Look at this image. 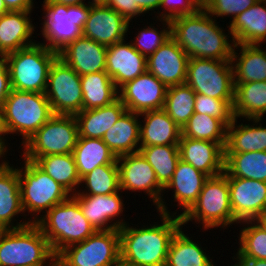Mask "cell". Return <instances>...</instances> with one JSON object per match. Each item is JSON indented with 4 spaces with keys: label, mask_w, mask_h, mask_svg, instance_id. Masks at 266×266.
Here are the masks:
<instances>
[{
    "label": "cell",
    "mask_w": 266,
    "mask_h": 266,
    "mask_svg": "<svg viewBox=\"0 0 266 266\" xmlns=\"http://www.w3.org/2000/svg\"><path fill=\"white\" fill-rule=\"evenodd\" d=\"M217 21L202 7L192 15L170 21L171 38L189 58L231 61L234 40L223 31ZM231 44H230V43Z\"/></svg>",
    "instance_id": "obj_1"
},
{
    "label": "cell",
    "mask_w": 266,
    "mask_h": 266,
    "mask_svg": "<svg viewBox=\"0 0 266 266\" xmlns=\"http://www.w3.org/2000/svg\"><path fill=\"white\" fill-rule=\"evenodd\" d=\"M173 214L159 212L162 220L159 225L155 222L138 229L128 223L121 227L120 260L131 266H165L171 239L183 227L181 217L175 215L177 212Z\"/></svg>",
    "instance_id": "obj_2"
},
{
    "label": "cell",
    "mask_w": 266,
    "mask_h": 266,
    "mask_svg": "<svg viewBox=\"0 0 266 266\" xmlns=\"http://www.w3.org/2000/svg\"><path fill=\"white\" fill-rule=\"evenodd\" d=\"M53 115L45 93L12 89L0 110V132L20 133L24 145Z\"/></svg>",
    "instance_id": "obj_3"
},
{
    "label": "cell",
    "mask_w": 266,
    "mask_h": 266,
    "mask_svg": "<svg viewBox=\"0 0 266 266\" xmlns=\"http://www.w3.org/2000/svg\"><path fill=\"white\" fill-rule=\"evenodd\" d=\"M40 216L36 224L47 238L55 256L68 246L84 241L96 231L72 195Z\"/></svg>",
    "instance_id": "obj_4"
},
{
    "label": "cell",
    "mask_w": 266,
    "mask_h": 266,
    "mask_svg": "<svg viewBox=\"0 0 266 266\" xmlns=\"http://www.w3.org/2000/svg\"><path fill=\"white\" fill-rule=\"evenodd\" d=\"M55 259L47 238L36 223L0 230V266L53 265Z\"/></svg>",
    "instance_id": "obj_5"
},
{
    "label": "cell",
    "mask_w": 266,
    "mask_h": 266,
    "mask_svg": "<svg viewBox=\"0 0 266 266\" xmlns=\"http://www.w3.org/2000/svg\"><path fill=\"white\" fill-rule=\"evenodd\" d=\"M58 54L40 42L3 56L12 89L45 93L51 65Z\"/></svg>",
    "instance_id": "obj_6"
},
{
    "label": "cell",
    "mask_w": 266,
    "mask_h": 266,
    "mask_svg": "<svg viewBox=\"0 0 266 266\" xmlns=\"http://www.w3.org/2000/svg\"><path fill=\"white\" fill-rule=\"evenodd\" d=\"M181 220L184 226L195 220V223L203 225V230L239 223L233 217L228 177L224 172L205 181L197 201L181 216Z\"/></svg>",
    "instance_id": "obj_7"
},
{
    "label": "cell",
    "mask_w": 266,
    "mask_h": 266,
    "mask_svg": "<svg viewBox=\"0 0 266 266\" xmlns=\"http://www.w3.org/2000/svg\"><path fill=\"white\" fill-rule=\"evenodd\" d=\"M24 162V167L21 169L17 167L21 203L24 213L25 211L31 213L32 217L34 216L31 222L36 223L40 219L39 213L46 214L53 206L62 203L71 194L34 161L25 159Z\"/></svg>",
    "instance_id": "obj_8"
},
{
    "label": "cell",
    "mask_w": 266,
    "mask_h": 266,
    "mask_svg": "<svg viewBox=\"0 0 266 266\" xmlns=\"http://www.w3.org/2000/svg\"><path fill=\"white\" fill-rule=\"evenodd\" d=\"M43 27L41 33L49 43H41L57 54L82 36L91 6L88 4L62 5L51 0L43 1ZM45 18V19H44Z\"/></svg>",
    "instance_id": "obj_9"
},
{
    "label": "cell",
    "mask_w": 266,
    "mask_h": 266,
    "mask_svg": "<svg viewBox=\"0 0 266 266\" xmlns=\"http://www.w3.org/2000/svg\"><path fill=\"white\" fill-rule=\"evenodd\" d=\"M79 137L78 124L74 115L54 114L23 145L24 159L35 161L46 155L70 154Z\"/></svg>",
    "instance_id": "obj_10"
},
{
    "label": "cell",
    "mask_w": 266,
    "mask_h": 266,
    "mask_svg": "<svg viewBox=\"0 0 266 266\" xmlns=\"http://www.w3.org/2000/svg\"><path fill=\"white\" fill-rule=\"evenodd\" d=\"M185 83L196 94L234 101V73L231 61L189 58Z\"/></svg>",
    "instance_id": "obj_11"
},
{
    "label": "cell",
    "mask_w": 266,
    "mask_h": 266,
    "mask_svg": "<svg viewBox=\"0 0 266 266\" xmlns=\"http://www.w3.org/2000/svg\"><path fill=\"white\" fill-rule=\"evenodd\" d=\"M56 259L63 266H110L120 260L119 229L98 230L63 249Z\"/></svg>",
    "instance_id": "obj_12"
},
{
    "label": "cell",
    "mask_w": 266,
    "mask_h": 266,
    "mask_svg": "<svg viewBox=\"0 0 266 266\" xmlns=\"http://www.w3.org/2000/svg\"><path fill=\"white\" fill-rule=\"evenodd\" d=\"M45 96L53 114L75 116L83 109L80 76L59 57L51 65Z\"/></svg>",
    "instance_id": "obj_13"
},
{
    "label": "cell",
    "mask_w": 266,
    "mask_h": 266,
    "mask_svg": "<svg viewBox=\"0 0 266 266\" xmlns=\"http://www.w3.org/2000/svg\"><path fill=\"white\" fill-rule=\"evenodd\" d=\"M117 165L121 192L122 190L144 191L152 199L158 212L170 215L162 197L164 188L158 183L155 171L140 152L117 157Z\"/></svg>",
    "instance_id": "obj_14"
},
{
    "label": "cell",
    "mask_w": 266,
    "mask_h": 266,
    "mask_svg": "<svg viewBox=\"0 0 266 266\" xmlns=\"http://www.w3.org/2000/svg\"><path fill=\"white\" fill-rule=\"evenodd\" d=\"M167 87L153 74L146 71L119 89V99L127 111L141 114L164 107Z\"/></svg>",
    "instance_id": "obj_15"
},
{
    "label": "cell",
    "mask_w": 266,
    "mask_h": 266,
    "mask_svg": "<svg viewBox=\"0 0 266 266\" xmlns=\"http://www.w3.org/2000/svg\"><path fill=\"white\" fill-rule=\"evenodd\" d=\"M230 205L238 221L255 220L266 211V182L228 177Z\"/></svg>",
    "instance_id": "obj_16"
},
{
    "label": "cell",
    "mask_w": 266,
    "mask_h": 266,
    "mask_svg": "<svg viewBox=\"0 0 266 266\" xmlns=\"http://www.w3.org/2000/svg\"><path fill=\"white\" fill-rule=\"evenodd\" d=\"M189 56L170 38L147 58V71L166 87L183 84L186 81Z\"/></svg>",
    "instance_id": "obj_17"
},
{
    "label": "cell",
    "mask_w": 266,
    "mask_h": 266,
    "mask_svg": "<svg viewBox=\"0 0 266 266\" xmlns=\"http://www.w3.org/2000/svg\"><path fill=\"white\" fill-rule=\"evenodd\" d=\"M72 196L78 201L82 214L96 231L120 229L128 224L124 219L112 222L124 210V201L118 192L108 195L72 194Z\"/></svg>",
    "instance_id": "obj_18"
},
{
    "label": "cell",
    "mask_w": 266,
    "mask_h": 266,
    "mask_svg": "<svg viewBox=\"0 0 266 266\" xmlns=\"http://www.w3.org/2000/svg\"><path fill=\"white\" fill-rule=\"evenodd\" d=\"M129 24L108 6H91L82 35L107 47L126 39Z\"/></svg>",
    "instance_id": "obj_19"
},
{
    "label": "cell",
    "mask_w": 266,
    "mask_h": 266,
    "mask_svg": "<svg viewBox=\"0 0 266 266\" xmlns=\"http://www.w3.org/2000/svg\"><path fill=\"white\" fill-rule=\"evenodd\" d=\"M178 147L180 159L208 177L224 172L225 149L219 143L181 136Z\"/></svg>",
    "instance_id": "obj_20"
},
{
    "label": "cell",
    "mask_w": 266,
    "mask_h": 266,
    "mask_svg": "<svg viewBox=\"0 0 266 266\" xmlns=\"http://www.w3.org/2000/svg\"><path fill=\"white\" fill-rule=\"evenodd\" d=\"M125 39L107 46L106 72L119 89L126 82L147 71V58Z\"/></svg>",
    "instance_id": "obj_21"
},
{
    "label": "cell",
    "mask_w": 266,
    "mask_h": 266,
    "mask_svg": "<svg viewBox=\"0 0 266 266\" xmlns=\"http://www.w3.org/2000/svg\"><path fill=\"white\" fill-rule=\"evenodd\" d=\"M107 47L81 36L58 53L79 76L106 70Z\"/></svg>",
    "instance_id": "obj_22"
},
{
    "label": "cell",
    "mask_w": 266,
    "mask_h": 266,
    "mask_svg": "<svg viewBox=\"0 0 266 266\" xmlns=\"http://www.w3.org/2000/svg\"><path fill=\"white\" fill-rule=\"evenodd\" d=\"M32 11H9L0 16V57L35 44ZM29 16V17H28Z\"/></svg>",
    "instance_id": "obj_23"
},
{
    "label": "cell",
    "mask_w": 266,
    "mask_h": 266,
    "mask_svg": "<svg viewBox=\"0 0 266 266\" xmlns=\"http://www.w3.org/2000/svg\"><path fill=\"white\" fill-rule=\"evenodd\" d=\"M20 213L24 214L18 170L8 163L0 169V230L21 228L32 223L28 218V221L21 220L14 225L13 219Z\"/></svg>",
    "instance_id": "obj_24"
},
{
    "label": "cell",
    "mask_w": 266,
    "mask_h": 266,
    "mask_svg": "<svg viewBox=\"0 0 266 266\" xmlns=\"http://www.w3.org/2000/svg\"><path fill=\"white\" fill-rule=\"evenodd\" d=\"M230 22L228 35L235 44L261 45L266 42V0H258Z\"/></svg>",
    "instance_id": "obj_25"
},
{
    "label": "cell",
    "mask_w": 266,
    "mask_h": 266,
    "mask_svg": "<svg viewBox=\"0 0 266 266\" xmlns=\"http://www.w3.org/2000/svg\"><path fill=\"white\" fill-rule=\"evenodd\" d=\"M144 120L140 123V147L178 145L181 128L164 109L146 111L139 114Z\"/></svg>",
    "instance_id": "obj_26"
},
{
    "label": "cell",
    "mask_w": 266,
    "mask_h": 266,
    "mask_svg": "<svg viewBox=\"0 0 266 266\" xmlns=\"http://www.w3.org/2000/svg\"><path fill=\"white\" fill-rule=\"evenodd\" d=\"M208 178L206 174L195 169L191 164L185 163L181 159L177 162L173 176L163 190H174V200L183 209V212L179 214L180 217L197 201Z\"/></svg>",
    "instance_id": "obj_27"
},
{
    "label": "cell",
    "mask_w": 266,
    "mask_h": 266,
    "mask_svg": "<svg viewBox=\"0 0 266 266\" xmlns=\"http://www.w3.org/2000/svg\"><path fill=\"white\" fill-rule=\"evenodd\" d=\"M127 111L118 98L113 103L90 110L82 109L75 115L79 137L102 139L108 131Z\"/></svg>",
    "instance_id": "obj_28"
},
{
    "label": "cell",
    "mask_w": 266,
    "mask_h": 266,
    "mask_svg": "<svg viewBox=\"0 0 266 266\" xmlns=\"http://www.w3.org/2000/svg\"><path fill=\"white\" fill-rule=\"evenodd\" d=\"M138 113L126 111L104 134L102 140L116 157L139 152L140 123Z\"/></svg>",
    "instance_id": "obj_29"
},
{
    "label": "cell",
    "mask_w": 266,
    "mask_h": 266,
    "mask_svg": "<svg viewBox=\"0 0 266 266\" xmlns=\"http://www.w3.org/2000/svg\"><path fill=\"white\" fill-rule=\"evenodd\" d=\"M238 47L240 53L235 50ZM231 62L234 83L266 81V50L261 49L260 45L235 44Z\"/></svg>",
    "instance_id": "obj_30"
},
{
    "label": "cell",
    "mask_w": 266,
    "mask_h": 266,
    "mask_svg": "<svg viewBox=\"0 0 266 266\" xmlns=\"http://www.w3.org/2000/svg\"><path fill=\"white\" fill-rule=\"evenodd\" d=\"M237 119L234 117L227 127L225 153L266 151V126H261L262 118H247L255 123L252 125H237Z\"/></svg>",
    "instance_id": "obj_31"
},
{
    "label": "cell",
    "mask_w": 266,
    "mask_h": 266,
    "mask_svg": "<svg viewBox=\"0 0 266 266\" xmlns=\"http://www.w3.org/2000/svg\"><path fill=\"white\" fill-rule=\"evenodd\" d=\"M73 156L80 179L102 165H117V157L99 138L78 137Z\"/></svg>",
    "instance_id": "obj_32"
},
{
    "label": "cell",
    "mask_w": 266,
    "mask_h": 266,
    "mask_svg": "<svg viewBox=\"0 0 266 266\" xmlns=\"http://www.w3.org/2000/svg\"><path fill=\"white\" fill-rule=\"evenodd\" d=\"M83 93V109L107 106L119 98L118 88L106 71L80 76Z\"/></svg>",
    "instance_id": "obj_33"
},
{
    "label": "cell",
    "mask_w": 266,
    "mask_h": 266,
    "mask_svg": "<svg viewBox=\"0 0 266 266\" xmlns=\"http://www.w3.org/2000/svg\"><path fill=\"white\" fill-rule=\"evenodd\" d=\"M233 116L263 118L266 114V81L235 83Z\"/></svg>",
    "instance_id": "obj_34"
},
{
    "label": "cell",
    "mask_w": 266,
    "mask_h": 266,
    "mask_svg": "<svg viewBox=\"0 0 266 266\" xmlns=\"http://www.w3.org/2000/svg\"><path fill=\"white\" fill-rule=\"evenodd\" d=\"M182 228L171 239L165 266H215L201 245L192 241Z\"/></svg>",
    "instance_id": "obj_35"
},
{
    "label": "cell",
    "mask_w": 266,
    "mask_h": 266,
    "mask_svg": "<svg viewBox=\"0 0 266 266\" xmlns=\"http://www.w3.org/2000/svg\"><path fill=\"white\" fill-rule=\"evenodd\" d=\"M34 162L71 195L75 194L78 191L76 189L81 186V179L72 153L41 156Z\"/></svg>",
    "instance_id": "obj_36"
},
{
    "label": "cell",
    "mask_w": 266,
    "mask_h": 266,
    "mask_svg": "<svg viewBox=\"0 0 266 266\" xmlns=\"http://www.w3.org/2000/svg\"><path fill=\"white\" fill-rule=\"evenodd\" d=\"M224 173L266 182V151L225 153Z\"/></svg>",
    "instance_id": "obj_37"
},
{
    "label": "cell",
    "mask_w": 266,
    "mask_h": 266,
    "mask_svg": "<svg viewBox=\"0 0 266 266\" xmlns=\"http://www.w3.org/2000/svg\"><path fill=\"white\" fill-rule=\"evenodd\" d=\"M228 125L207 114L194 113L181 129V136L219 143L224 149Z\"/></svg>",
    "instance_id": "obj_38"
},
{
    "label": "cell",
    "mask_w": 266,
    "mask_h": 266,
    "mask_svg": "<svg viewBox=\"0 0 266 266\" xmlns=\"http://www.w3.org/2000/svg\"><path fill=\"white\" fill-rule=\"evenodd\" d=\"M139 152L152 166L158 183L165 188L180 160L178 145L144 146L139 148Z\"/></svg>",
    "instance_id": "obj_39"
},
{
    "label": "cell",
    "mask_w": 266,
    "mask_h": 266,
    "mask_svg": "<svg viewBox=\"0 0 266 266\" xmlns=\"http://www.w3.org/2000/svg\"><path fill=\"white\" fill-rule=\"evenodd\" d=\"M195 95L186 83L167 87L163 109L181 129L195 113Z\"/></svg>",
    "instance_id": "obj_40"
},
{
    "label": "cell",
    "mask_w": 266,
    "mask_h": 266,
    "mask_svg": "<svg viewBox=\"0 0 266 266\" xmlns=\"http://www.w3.org/2000/svg\"><path fill=\"white\" fill-rule=\"evenodd\" d=\"M85 183V188L75 194L83 195H108L120 192L118 165H102L81 178L80 185ZM86 191V192H85Z\"/></svg>",
    "instance_id": "obj_41"
},
{
    "label": "cell",
    "mask_w": 266,
    "mask_h": 266,
    "mask_svg": "<svg viewBox=\"0 0 266 266\" xmlns=\"http://www.w3.org/2000/svg\"><path fill=\"white\" fill-rule=\"evenodd\" d=\"M239 223L248 226L240 230L236 258L266 259V231L254 220Z\"/></svg>",
    "instance_id": "obj_42"
},
{
    "label": "cell",
    "mask_w": 266,
    "mask_h": 266,
    "mask_svg": "<svg viewBox=\"0 0 266 266\" xmlns=\"http://www.w3.org/2000/svg\"><path fill=\"white\" fill-rule=\"evenodd\" d=\"M160 21H163L165 25L163 26L164 29L160 32L154 26H148L147 28L144 26L145 29L143 28L136 34L135 40H132L133 42L131 41L132 46L146 58L171 38L170 20L160 19Z\"/></svg>",
    "instance_id": "obj_43"
},
{
    "label": "cell",
    "mask_w": 266,
    "mask_h": 266,
    "mask_svg": "<svg viewBox=\"0 0 266 266\" xmlns=\"http://www.w3.org/2000/svg\"><path fill=\"white\" fill-rule=\"evenodd\" d=\"M233 102L212 98L203 94H196L194 111L195 113L207 114L214 118L222 119L229 125L234 118L232 111Z\"/></svg>",
    "instance_id": "obj_44"
},
{
    "label": "cell",
    "mask_w": 266,
    "mask_h": 266,
    "mask_svg": "<svg viewBox=\"0 0 266 266\" xmlns=\"http://www.w3.org/2000/svg\"><path fill=\"white\" fill-rule=\"evenodd\" d=\"M258 0H202V8L211 16L231 17L232 21ZM231 15V16H230ZM216 16V17H215Z\"/></svg>",
    "instance_id": "obj_45"
},
{
    "label": "cell",
    "mask_w": 266,
    "mask_h": 266,
    "mask_svg": "<svg viewBox=\"0 0 266 266\" xmlns=\"http://www.w3.org/2000/svg\"><path fill=\"white\" fill-rule=\"evenodd\" d=\"M202 7L201 0H162L160 8L164 10L160 12L157 18L172 20L183 15H192ZM168 11V12H166Z\"/></svg>",
    "instance_id": "obj_46"
},
{
    "label": "cell",
    "mask_w": 266,
    "mask_h": 266,
    "mask_svg": "<svg viewBox=\"0 0 266 266\" xmlns=\"http://www.w3.org/2000/svg\"><path fill=\"white\" fill-rule=\"evenodd\" d=\"M107 6L120 13L128 23L134 16L138 17L143 14L135 0H109Z\"/></svg>",
    "instance_id": "obj_47"
},
{
    "label": "cell",
    "mask_w": 266,
    "mask_h": 266,
    "mask_svg": "<svg viewBox=\"0 0 266 266\" xmlns=\"http://www.w3.org/2000/svg\"><path fill=\"white\" fill-rule=\"evenodd\" d=\"M11 90L9 69L4 58L0 57V110Z\"/></svg>",
    "instance_id": "obj_48"
},
{
    "label": "cell",
    "mask_w": 266,
    "mask_h": 266,
    "mask_svg": "<svg viewBox=\"0 0 266 266\" xmlns=\"http://www.w3.org/2000/svg\"><path fill=\"white\" fill-rule=\"evenodd\" d=\"M9 11H32L33 0H3Z\"/></svg>",
    "instance_id": "obj_49"
},
{
    "label": "cell",
    "mask_w": 266,
    "mask_h": 266,
    "mask_svg": "<svg viewBox=\"0 0 266 266\" xmlns=\"http://www.w3.org/2000/svg\"><path fill=\"white\" fill-rule=\"evenodd\" d=\"M162 0H135V3L141 8L143 13L153 11V9H160Z\"/></svg>",
    "instance_id": "obj_50"
},
{
    "label": "cell",
    "mask_w": 266,
    "mask_h": 266,
    "mask_svg": "<svg viewBox=\"0 0 266 266\" xmlns=\"http://www.w3.org/2000/svg\"><path fill=\"white\" fill-rule=\"evenodd\" d=\"M246 266H266V259L237 258Z\"/></svg>",
    "instance_id": "obj_51"
},
{
    "label": "cell",
    "mask_w": 266,
    "mask_h": 266,
    "mask_svg": "<svg viewBox=\"0 0 266 266\" xmlns=\"http://www.w3.org/2000/svg\"><path fill=\"white\" fill-rule=\"evenodd\" d=\"M5 137L3 135H0V159L1 157H5V153L6 151H8L6 144H5ZM9 163V161L7 162L6 160H4L3 162L0 163V169L4 168L7 164Z\"/></svg>",
    "instance_id": "obj_52"
},
{
    "label": "cell",
    "mask_w": 266,
    "mask_h": 266,
    "mask_svg": "<svg viewBox=\"0 0 266 266\" xmlns=\"http://www.w3.org/2000/svg\"><path fill=\"white\" fill-rule=\"evenodd\" d=\"M52 2L58 3V4H62V5H80V4H84L85 0H51ZM84 1V2H83Z\"/></svg>",
    "instance_id": "obj_53"
},
{
    "label": "cell",
    "mask_w": 266,
    "mask_h": 266,
    "mask_svg": "<svg viewBox=\"0 0 266 266\" xmlns=\"http://www.w3.org/2000/svg\"><path fill=\"white\" fill-rule=\"evenodd\" d=\"M254 221L266 231V211L258 216Z\"/></svg>",
    "instance_id": "obj_54"
},
{
    "label": "cell",
    "mask_w": 266,
    "mask_h": 266,
    "mask_svg": "<svg viewBox=\"0 0 266 266\" xmlns=\"http://www.w3.org/2000/svg\"><path fill=\"white\" fill-rule=\"evenodd\" d=\"M109 0H92L88 2L89 6H107Z\"/></svg>",
    "instance_id": "obj_55"
},
{
    "label": "cell",
    "mask_w": 266,
    "mask_h": 266,
    "mask_svg": "<svg viewBox=\"0 0 266 266\" xmlns=\"http://www.w3.org/2000/svg\"><path fill=\"white\" fill-rule=\"evenodd\" d=\"M7 12H9V10L6 7L5 2L3 0H0V16L4 15Z\"/></svg>",
    "instance_id": "obj_56"
},
{
    "label": "cell",
    "mask_w": 266,
    "mask_h": 266,
    "mask_svg": "<svg viewBox=\"0 0 266 266\" xmlns=\"http://www.w3.org/2000/svg\"><path fill=\"white\" fill-rule=\"evenodd\" d=\"M110 266H131V265L128 264V263H125L122 260H119L118 262H116V263H114L113 265H110Z\"/></svg>",
    "instance_id": "obj_57"
},
{
    "label": "cell",
    "mask_w": 266,
    "mask_h": 266,
    "mask_svg": "<svg viewBox=\"0 0 266 266\" xmlns=\"http://www.w3.org/2000/svg\"><path fill=\"white\" fill-rule=\"evenodd\" d=\"M232 259H236L238 262L237 263H235V265H231V266H246L242 261H240L239 259H237V258H232Z\"/></svg>",
    "instance_id": "obj_58"
},
{
    "label": "cell",
    "mask_w": 266,
    "mask_h": 266,
    "mask_svg": "<svg viewBox=\"0 0 266 266\" xmlns=\"http://www.w3.org/2000/svg\"><path fill=\"white\" fill-rule=\"evenodd\" d=\"M53 266H63L57 259H55Z\"/></svg>",
    "instance_id": "obj_59"
},
{
    "label": "cell",
    "mask_w": 266,
    "mask_h": 266,
    "mask_svg": "<svg viewBox=\"0 0 266 266\" xmlns=\"http://www.w3.org/2000/svg\"><path fill=\"white\" fill-rule=\"evenodd\" d=\"M31 266H53V265H31Z\"/></svg>",
    "instance_id": "obj_60"
}]
</instances>
